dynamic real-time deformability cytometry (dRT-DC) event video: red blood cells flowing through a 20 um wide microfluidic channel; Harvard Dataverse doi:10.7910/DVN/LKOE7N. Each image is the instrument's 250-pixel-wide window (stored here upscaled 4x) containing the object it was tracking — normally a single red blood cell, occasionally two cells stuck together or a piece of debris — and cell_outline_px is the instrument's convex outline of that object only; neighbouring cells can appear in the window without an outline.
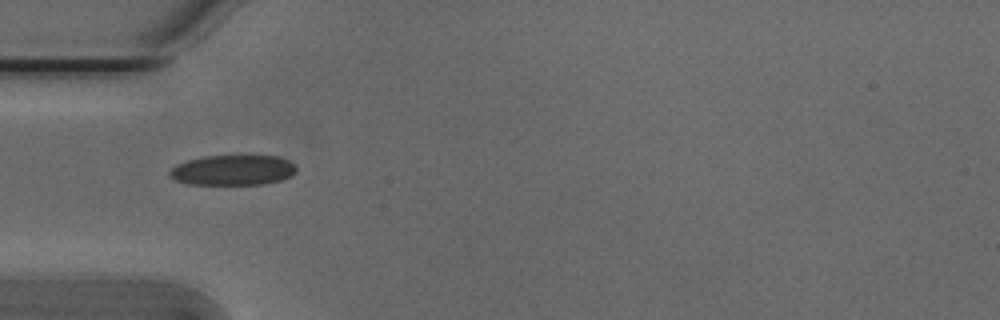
{"species": "Egyptian fruit bat (a non-hibernating species)", "species_latin": "Rousettus aegyptiacus", "temperature_condition": "cold", "stored_images_in_passage": 38, "camera_frame_rate_fps": 3000, "um_per_image_px": 0.085, "animal": {"sex": "male"}, "frame": {"image": 1, "passage_image": 1, "time_ms": 0.0, "image_size_px": [1000, 320], "cell_outline_px": [[296, 172], [292, 176], [280, 180], [264, 184], [188, 184], [176, 180], [168, 176], [168, 172], [176, 164], [188, 160], [204, 156], [280, 156], [296, 164]], "centroid_in_image_um": [19.81, 14.46], "position_along_channel_um": 65.2, "area_um2": 22.43}}
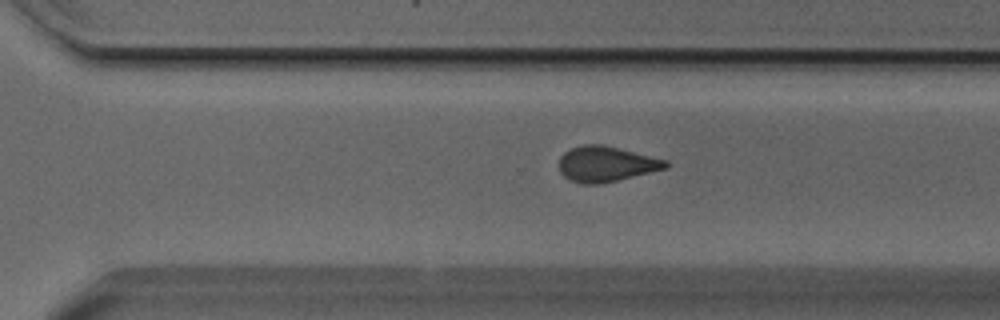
{"frame": {"image": 2, "passage_image": 21, "time_ms": 6.667, "image_size_px": [1000, 320], "cell_outline_px": [[668, 168], [616, 180], [596, 184], [584, 184], [572, 180], [564, 176], [560, 172], [560, 156], [564, 152], [572, 148], [584, 144], [600, 144], [668, 160]], "centroid_in_image_um": [51.52, 13.93], "position_along_channel_um": 319.1, "area_um2": 21.62}}
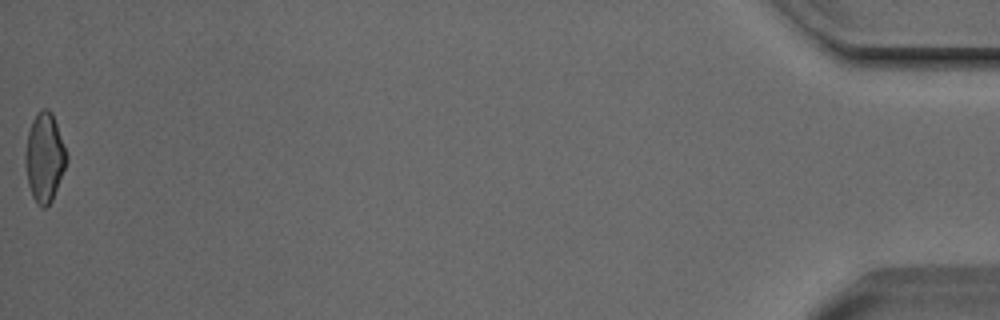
{"frame": {"image": 3, "passage_image": 38, "time_ms": 12.333, "image_size_px": [1000, 320], "cell_outline_px": [[68, 160], [52, 200], [44, 208], [40, 208], [36, 204], [32, 196], [28, 184], [24, 160], [24, 152], [28, 132], [32, 120], [40, 108], [48, 108], [52, 112], [68, 156]], "centroid_in_image_um": [3.77, 13.38], "position_along_channel_um": 431.4, "area_um2": 21.56}, "authors_computed_cell_mechanics": {"area_um2": 22.1374, "velocity_mm_per_s": 3.8186, "shape_relaxation_time_tau1_ms": 5.4264, "shape_relaxation_time_tau2_ms": 1.5208, "deformation_change_tau1": 0.1321, "deformation_change_tau2": 0.0923}}